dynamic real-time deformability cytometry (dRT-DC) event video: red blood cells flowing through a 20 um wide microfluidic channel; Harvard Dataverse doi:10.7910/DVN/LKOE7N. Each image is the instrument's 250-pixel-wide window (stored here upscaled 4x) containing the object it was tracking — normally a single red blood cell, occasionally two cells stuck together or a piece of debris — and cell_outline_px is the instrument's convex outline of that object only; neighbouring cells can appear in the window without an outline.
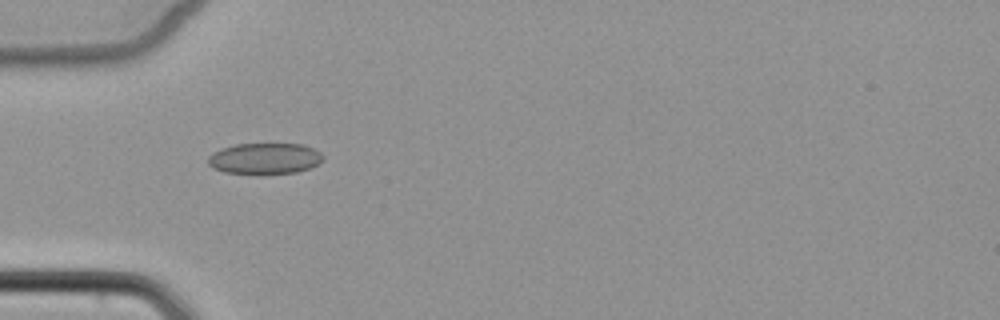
{"species": "common noctule bat (a hibernating species)", "species_latin": "Nyctalus noctula", "temperature_condition": "cold", "stored_images_in_passage": 6, "camera_frame_rate_fps": 3000, "um_per_image_px": 0.085, "animal": {"sex": "female", "body_mass_g": 22.7, "forearm_length_mm": 54.2}, "frame": {"image": 1, "passage_image": 5, "time_ms": 5.0, "image_size_px": [1000, 320], "cell_outline_px": [[324, 160], [308, 168], [296, 172], [264, 176], [256, 176], [224, 172], [212, 168], [208, 164], [208, 156], [212, 152], [220, 148], [236, 144], [304, 144], [320, 152], [324, 156]], "centroid_in_image_um": [22.46, 13.51], "position_along_channel_um": 62.5, "area_um2": 21.56}}
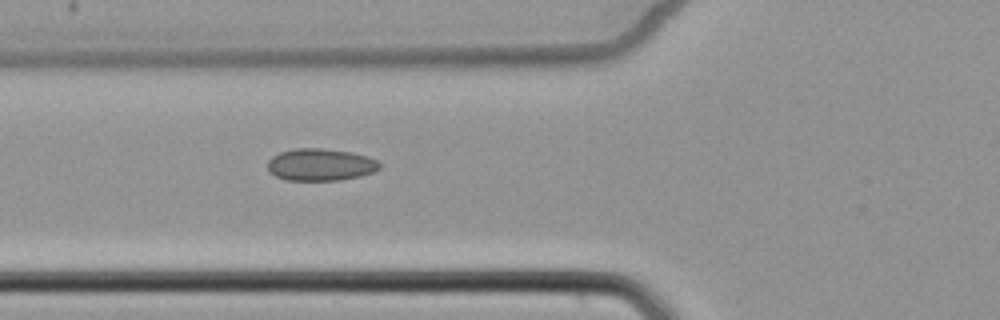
{"frame": {"image": 2, "passage_image": 6, "time_ms": 6.0, "image_size_px": [1000, 320], "cell_outline_px": [[380, 168], [372, 172], [360, 176], [340, 180], [284, 180], [276, 176], [268, 168], [268, 160], [272, 156], [280, 152], [296, 148], [320, 148], [352, 152], [368, 156], [376, 160], [380, 164]], "centroid_in_image_um": [27.24, 13.99], "position_along_channel_um": 98.6, "area_um2": 20.92}}